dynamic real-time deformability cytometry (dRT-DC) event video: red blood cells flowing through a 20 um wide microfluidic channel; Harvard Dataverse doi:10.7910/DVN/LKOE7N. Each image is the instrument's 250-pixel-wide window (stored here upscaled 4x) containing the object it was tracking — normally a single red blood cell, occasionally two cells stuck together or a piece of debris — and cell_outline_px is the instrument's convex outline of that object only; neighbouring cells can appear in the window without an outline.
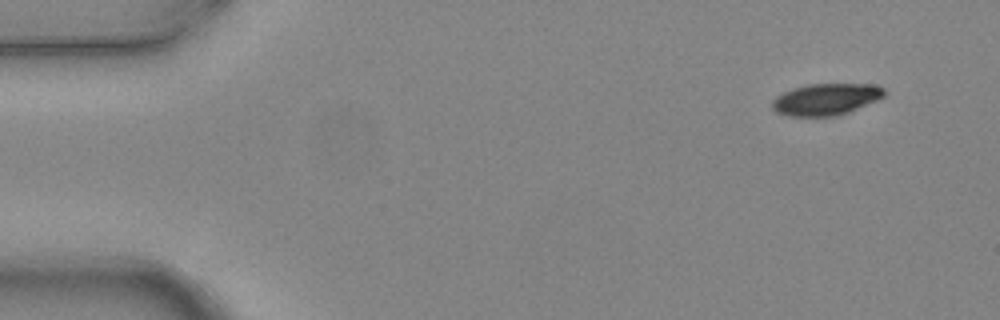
{"species": "common noctule bat (a hibernating species)", "species_latin": "Nyctalus noctula", "temperature_condition": "warm", "stored_images_in_passage": 4, "camera_frame_rate_fps": 3000, "um_per_image_px": 0.085, "animal": {"sex": "female", "body_mass_g": 24.6, "forearm_length_mm": 56.2}, "frame": {"image": 1, "passage_image": 1, "time_ms": 0.0, "image_size_px": [1000, 320], "cell_outline_px": [[884, 96], [876, 100], [848, 112], [836, 116], [788, 116], [776, 112], [772, 108], [772, 100], [776, 96], [792, 88], [808, 84], [876, 84], [884, 88]], "centroid_in_image_um": [70.18, 8.43], "position_along_channel_um": 14.8, "area_um2": 20.63}}